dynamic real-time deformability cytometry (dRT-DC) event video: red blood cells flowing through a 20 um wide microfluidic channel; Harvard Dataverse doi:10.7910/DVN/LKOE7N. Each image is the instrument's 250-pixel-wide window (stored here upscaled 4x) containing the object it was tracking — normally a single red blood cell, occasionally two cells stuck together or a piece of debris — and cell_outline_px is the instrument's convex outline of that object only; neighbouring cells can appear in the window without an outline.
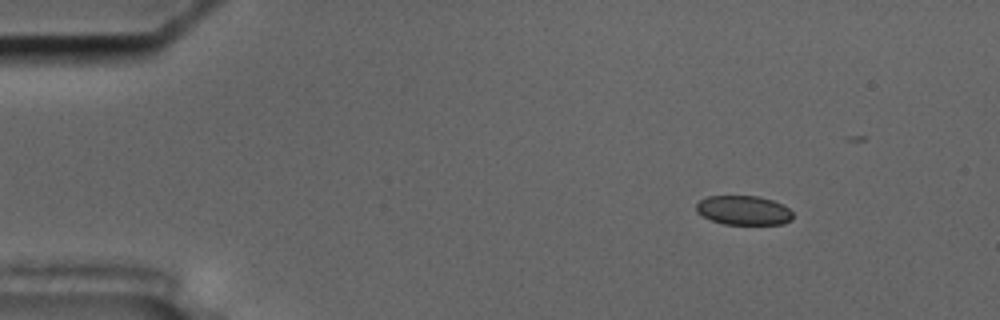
{"species": "common noctule bat (a hibernating species)", "species_latin": "Nyctalus noctula", "temperature_condition": "cold", "stored_images_in_passage": 55, "camera_frame_rate_fps": 3000, "um_per_image_px": 0.085, "animal": {"sex": "male", "body_mass_g": 17.5, "forearm_length_mm": 52.3}, "frame": {"image": 1, "passage_image": 7, "time_ms": 2.0, "image_size_px": [1000, 320], "cell_outline_px": [[792, 220], [784, 224], [724, 224], [712, 220], [696, 212], [696, 204], [700, 200], [708, 196], [756, 196], [772, 200], [784, 204], [792, 212]], "centroid_in_image_um": [63.22, 17.87], "position_along_channel_um": 21.8, "area_um2": 16.47}}
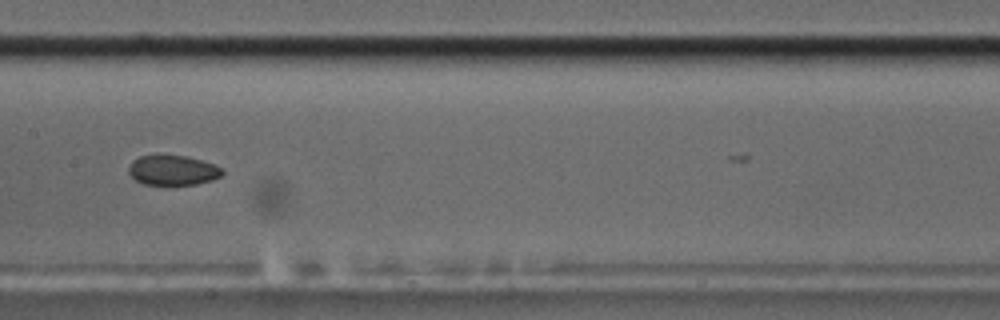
{"frame": {"image": 2, "passage_image": 28, "time_ms": 9.0, "image_size_px": [1000, 320], "cell_outline_px": [[224, 172], [220, 176], [212, 180], [196, 184], [144, 184], [136, 180], [128, 172], [128, 168], [132, 160], [140, 156], [184, 156], [216, 164]], "centroid_in_image_um": [14.68, 14.47], "position_along_channel_um": 192.7, "area_um2": 16.01}}
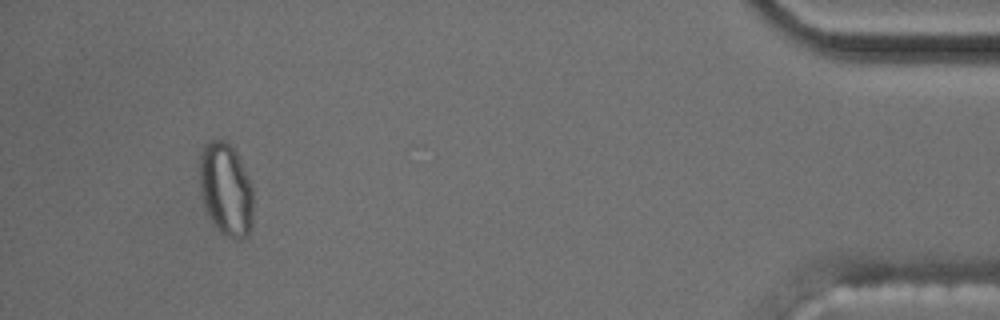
{"frame": {"image": 3, "passage_image": 52, "time_ms": 17.0, "image_size_px": [1000, 320], "cell_outline_px": [[252, 224], [248, 232], [240, 240], [236, 240], [220, 232], [216, 228], [208, 216], [200, 192], [200, 156], [204, 144], [212, 140], [224, 140], [236, 152], [248, 176], [252, 188]], "centroid_in_image_um": [19.19, 16.11], "position_along_channel_um": 416.0, "area_um2": 28.9}, "authors_computed_cell_mechanics": {"area_um2": 17.6868, "velocity_mm_per_s": 3.6179, "shape_relaxation_time_tau1_ms": null, "shape_relaxation_time_tau2_ms": 2.9575, "deformation_change_tau1": null, "deformation_change_tau2": 0.0542}}